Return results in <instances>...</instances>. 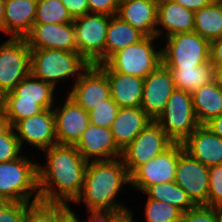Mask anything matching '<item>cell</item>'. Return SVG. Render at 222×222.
Instances as JSON below:
<instances>
[{"label":"cell","mask_w":222,"mask_h":222,"mask_svg":"<svg viewBox=\"0 0 222 222\" xmlns=\"http://www.w3.org/2000/svg\"><path fill=\"white\" fill-rule=\"evenodd\" d=\"M31 49L26 38L10 37L0 45V92H11L30 75Z\"/></svg>","instance_id":"obj_9"},{"label":"cell","mask_w":222,"mask_h":222,"mask_svg":"<svg viewBox=\"0 0 222 222\" xmlns=\"http://www.w3.org/2000/svg\"><path fill=\"white\" fill-rule=\"evenodd\" d=\"M12 203L8 198L0 195V213Z\"/></svg>","instance_id":"obj_50"},{"label":"cell","mask_w":222,"mask_h":222,"mask_svg":"<svg viewBox=\"0 0 222 222\" xmlns=\"http://www.w3.org/2000/svg\"><path fill=\"white\" fill-rule=\"evenodd\" d=\"M176 89L171 71L163 63L144 78L140 107L155 121L163 112L166 103Z\"/></svg>","instance_id":"obj_13"},{"label":"cell","mask_w":222,"mask_h":222,"mask_svg":"<svg viewBox=\"0 0 222 222\" xmlns=\"http://www.w3.org/2000/svg\"><path fill=\"white\" fill-rule=\"evenodd\" d=\"M152 121L141 107L119 108L110 127L117 146L126 148Z\"/></svg>","instance_id":"obj_23"},{"label":"cell","mask_w":222,"mask_h":222,"mask_svg":"<svg viewBox=\"0 0 222 222\" xmlns=\"http://www.w3.org/2000/svg\"><path fill=\"white\" fill-rule=\"evenodd\" d=\"M147 222H179L182 212L167 202L147 199L145 206Z\"/></svg>","instance_id":"obj_34"},{"label":"cell","mask_w":222,"mask_h":222,"mask_svg":"<svg viewBox=\"0 0 222 222\" xmlns=\"http://www.w3.org/2000/svg\"><path fill=\"white\" fill-rule=\"evenodd\" d=\"M179 222H216L214 207L197 205L182 213Z\"/></svg>","instance_id":"obj_38"},{"label":"cell","mask_w":222,"mask_h":222,"mask_svg":"<svg viewBox=\"0 0 222 222\" xmlns=\"http://www.w3.org/2000/svg\"><path fill=\"white\" fill-rule=\"evenodd\" d=\"M37 0H5L4 33L13 38H25L32 30Z\"/></svg>","instance_id":"obj_22"},{"label":"cell","mask_w":222,"mask_h":222,"mask_svg":"<svg viewBox=\"0 0 222 222\" xmlns=\"http://www.w3.org/2000/svg\"><path fill=\"white\" fill-rule=\"evenodd\" d=\"M145 1L159 2L160 0H145Z\"/></svg>","instance_id":"obj_54"},{"label":"cell","mask_w":222,"mask_h":222,"mask_svg":"<svg viewBox=\"0 0 222 222\" xmlns=\"http://www.w3.org/2000/svg\"><path fill=\"white\" fill-rule=\"evenodd\" d=\"M184 151L204 166L222 165V138L199 125L182 143Z\"/></svg>","instance_id":"obj_19"},{"label":"cell","mask_w":222,"mask_h":222,"mask_svg":"<svg viewBox=\"0 0 222 222\" xmlns=\"http://www.w3.org/2000/svg\"><path fill=\"white\" fill-rule=\"evenodd\" d=\"M156 36L144 37L113 54L105 64L114 72L146 78L162 63V50H155Z\"/></svg>","instance_id":"obj_6"},{"label":"cell","mask_w":222,"mask_h":222,"mask_svg":"<svg viewBox=\"0 0 222 222\" xmlns=\"http://www.w3.org/2000/svg\"><path fill=\"white\" fill-rule=\"evenodd\" d=\"M176 89L192 94L204 84L214 81V66L211 63L195 67H168Z\"/></svg>","instance_id":"obj_28"},{"label":"cell","mask_w":222,"mask_h":222,"mask_svg":"<svg viewBox=\"0 0 222 222\" xmlns=\"http://www.w3.org/2000/svg\"><path fill=\"white\" fill-rule=\"evenodd\" d=\"M44 151L47 164L38 165L39 201L69 206L81 193L88 161L75 145L55 144Z\"/></svg>","instance_id":"obj_1"},{"label":"cell","mask_w":222,"mask_h":222,"mask_svg":"<svg viewBox=\"0 0 222 222\" xmlns=\"http://www.w3.org/2000/svg\"><path fill=\"white\" fill-rule=\"evenodd\" d=\"M75 147L88 162L115 160L121 158L122 154L110 128L98 127L91 123L84 130Z\"/></svg>","instance_id":"obj_16"},{"label":"cell","mask_w":222,"mask_h":222,"mask_svg":"<svg viewBox=\"0 0 222 222\" xmlns=\"http://www.w3.org/2000/svg\"><path fill=\"white\" fill-rule=\"evenodd\" d=\"M208 206H222V165L209 167Z\"/></svg>","instance_id":"obj_37"},{"label":"cell","mask_w":222,"mask_h":222,"mask_svg":"<svg viewBox=\"0 0 222 222\" xmlns=\"http://www.w3.org/2000/svg\"><path fill=\"white\" fill-rule=\"evenodd\" d=\"M68 97L89 112L111 97L106 74L97 65H90L76 79Z\"/></svg>","instance_id":"obj_14"},{"label":"cell","mask_w":222,"mask_h":222,"mask_svg":"<svg viewBox=\"0 0 222 222\" xmlns=\"http://www.w3.org/2000/svg\"><path fill=\"white\" fill-rule=\"evenodd\" d=\"M197 205L208 206L209 167L183 151L176 166L175 181Z\"/></svg>","instance_id":"obj_12"},{"label":"cell","mask_w":222,"mask_h":222,"mask_svg":"<svg viewBox=\"0 0 222 222\" xmlns=\"http://www.w3.org/2000/svg\"><path fill=\"white\" fill-rule=\"evenodd\" d=\"M2 97H3V94H0V111L2 110Z\"/></svg>","instance_id":"obj_53"},{"label":"cell","mask_w":222,"mask_h":222,"mask_svg":"<svg viewBox=\"0 0 222 222\" xmlns=\"http://www.w3.org/2000/svg\"><path fill=\"white\" fill-rule=\"evenodd\" d=\"M143 192L148 195V198L167 202L182 213L196 206L187 193L175 182L157 183L148 186Z\"/></svg>","instance_id":"obj_30"},{"label":"cell","mask_w":222,"mask_h":222,"mask_svg":"<svg viewBox=\"0 0 222 222\" xmlns=\"http://www.w3.org/2000/svg\"><path fill=\"white\" fill-rule=\"evenodd\" d=\"M175 3L181 4L190 11L196 12L203 7L208 6L213 0H171Z\"/></svg>","instance_id":"obj_44"},{"label":"cell","mask_w":222,"mask_h":222,"mask_svg":"<svg viewBox=\"0 0 222 222\" xmlns=\"http://www.w3.org/2000/svg\"><path fill=\"white\" fill-rule=\"evenodd\" d=\"M174 142L165 131L152 121L122 150L121 159L131 175L139 166L167 150Z\"/></svg>","instance_id":"obj_10"},{"label":"cell","mask_w":222,"mask_h":222,"mask_svg":"<svg viewBox=\"0 0 222 222\" xmlns=\"http://www.w3.org/2000/svg\"><path fill=\"white\" fill-rule=\"evenodd\" d=\"M11 127V123L5 113L0 111V135L5 133Z\"/></svg>","instance_id":"obj_47"},{"label":"cell","mask_w":222,"mask_h":222,"mask_svg":"<svg viewBox=\"0 0 222 222\" xmlns=\"http://www.w3.org/2000/svg\"><path fill=\"white\" fill-rule=\"evenodd\" d=\"M118 222H134L132 211H130L128 214H125Z\"/></svg>","instance_id":"obj_52"},{"label":"cell","mask_w":222,"mask_h":222,"mask_svg":"<svg viewBox=\"0 0 222 222\" xmlns=\"http://www.w3.org/2000/svg\"><path fill=\"white\" fill-rule=\"evenodd\" d=\"M183 151L182 143H173L167 150L139 166L130 175V185L144 191L157 183L174 182L179 155Z\"/></svg>","instance_id":"obj_11"},{"label":"cell","mask_w":222,"mask_h":222,"mask_svg":"<svg viewBox=\"0 0 222 222\" xmlns=\"http://www.w3.org/2000/svg\"><path fill=\"white\" fill-rule=\"evenodd\" d=\"M89 13L116 16L119 0H88Z\"/></svg>","instance_id":"obj_40"},{"label":"cell","mask_w":222,"mask_h":222,"mask_svg":"<svg viewBox=\"0 0 222 222\" xmlns=\"http://www.w3.org/2000/svg\"><path fill=\"white\" fill-rule=\"evenodd\" d=\"M214 134L222 138V114L205 124Z\"/></svg>","instance_id":"obj_45"},{"label":"cell","mask_w":222,"mask_h":222,"mask_svg":"<svg viewBox=\"0 0 222 222\" xmlns=\"http://www.w3.org/2000/svg\"><path fill=\"white\" fill-rule=\"evenodd\" d=\"M57 222H81L76 217L75 212H72L70 208L57 220Z\"/></svg>","instance_id":"obj_46"},{"label":"cell","mask_w":222,"mask_h":222,"mask_svg":"<svg viewBox=\"0 0 222 222\" xmlns=\"http://www.w3.org/2000/svg\"><path fill=\"white\" fill-rule=\"evenodd\" d=\"M158 2L119 0L117 15L145 37L156 36Z\"/></svg>","instance_id":"obj_21"},{"label":"cell","mask_w":222,"mask_h":222,"mask_svg":"<svg viewBox=\"0 0 222 222\" xmlns=\"http://www.w3.org/2000/svg\"><path fill=\"white\" fill-rule=\"evenodd\" d=\"M214 82L222 91V67H214Z\"/></svg>","instance_id":"obj_48"},{"label":"cell","mask_w":222,"mask_h":222,"mask_svg":"<svg viewBox=\"0 0 222 222\" xmlns=\"http://www.w3.org/2000/svg\"><path fill=\"white\" fill-rule=\"evenodd\" d=\"M20 145L24 141L41 150L57 144L53 109L43 110L34 116L17 121L13 126Z\"/></svg>","instance_id":"obj_15"},{"label":"cell","mask_w":222,"mask_h":222,"mask_svg":"<svg viewBox=\"0 0 222 222\" xmlns=\"http://www.w3.org/2000/svg\"><path fill=\"white\" fill-rule=\"evenodd\" d=\"M4 3L5 0H0V31L4 32Z\"/></svg>","instance_id":"obj_49"},{"label":"cell","mask_w":222,"mask_h":222,"mask_svg":"<svg viewBox=\"0 0 222 222\" xmlns=\"http://www.w3.org/2000/svg\"><path fill=\"white\" fill-rule=\"evenodd\" d=\"M90 65L77 51L31 49L30 74L54 87L58 80L74 75L79 78Z\"/></svg>","instance_id":"obj_3"},{"label":"cell","mask_w":222,"mask_h":222,"mask_svg":"<svg viewBox=\"0 0 222 222\" xmlns=\"http://www.w3.org/2000/svg\"><path fill=\"white\" fill-rule=\"evenodd\" d=\"M145 36L118 16H111L105 40V62L117 51L140 42Z\"/></svg>","instance_id":"obj_26"},{"label":"cell","mask_w":222,"mask_h":222,"mask_svg":"<svg viewBox=\"0 0 222 222\" xmlns=\"http://www.w3.org/2000/svg\"><path fill=\"white\" fill-rule=\"evenodd\" d=\"M166 29V37L194 31V12L171 0H160L157 11L156 37Z\"/></svg>","instance_id":"obj_24"},{"label":"cell","mask_w":222,"mask_h":222,"mask_svg":"<svg viewBox=\"0 0 222 222\" xmlns=\"http://www.w3.org/2000/svg\"><path fill=\"white\" fill-rule=\"evenodd\" d=\"M31 203L12 202L1 213L0 222H23L26 209Z\"/></svg>","instance_id":"obj_39"},{"label":"cell","mask_w":222,"mask_h":222,"mask_svg":"<svg viewBox=\"0 0 222 222\" xmlns=\"http://www.w3.org/2000/svg\"><path fill=\"white\" fill-rule=\"evenodd\" d=\"M210 63L222 67V37L210 42Z\"/></svg>","instance_id":"obj_43"},{"label":"cell","mask_w":222,"mask_h":222,"mask_svg":"<svg viewBox=\"0 0 222 222\" xmlns=\"http://www.w3.org/2000/svg\"><path fill=\"white\" fill-rule=\"evenodd\" d=\"M54 90L53 85L30 74L18 83L11 92L4 94L3 97H20V100L37 101V104L47 110L54 106Z\"/></svg>","instance_id":"obj_27"},{"label":"cell","mask_w":222,"mask_h":222,"mask_svg":"<svg viewBox=\"0 0 222 222\" xmlns=\"http://www.w3.org/2000/svg\"><path fill=\"white\" fill-rule=\"evenodd\" d=\"M73 19L89 13L88 0H61Z\"/></svg>","instance_id":"obj_41"},{"label":"cell","mask_w":222,"mask_h":222,"mask_svg":"<svg viewBox=\"0 0 222 222\" xmlns=\"http://www.w3.org/2000/svg\"><path fill=\"white\" fill-rule=\"evenodd\" d=\"M89 222H118L125 214L130 212L89 211Z\"/></svg>","instance_id":"obj_42"},{"label":"cell","mask_w":222,"mask_h":222,"mask_svg":"<svg viewBox=\"0 0 222 222\" xmlns=\"http://www.w3.org/2000/svg\"><path fill=\"white\" fill-rule=\"evenodd\" d=\"M31 203L39 201L38 164L26 157L0 163V195L11 202Z\"/></svg>","instance_id":"obj_4"},{"label":"cell","mask_w":222,"mask_h":222,"mask_svg":"<svg viewBox=\"0 0 222 222\" xmlns=\"http://www.w3.org/2000/svg\"><path fill=\"white\" fill-rule=\"evenodd\" d=\"M68 209V205L37 201L28 206L23 222H57Z\"/></svg>","instance_id":"obj_33"},{"label":"cell","mask_w":222,"mask_h":222,"mask_svg":"<svg viewBox=\"0 0 222 222\" xmlns=\"http://www.w3.org/2000/svg\"><path fill=\"white\" fill-rule=\"evenodd\" d=\"M97 66L106 74L111 98L120 108L140 107L144 78L114 72L105 63Z\"/></svg>","instance_id":"obj_20"},{"label":"cell","mask_w":222,"mask_h":222,"mask_svg":"<svg viewBox=\"0 0 222 222\" xmlns=\"http://www.w3.org/2000/svg\"><path fill=\"white\" fill-rule=\"evenodd\" d=\"M194 32L208 42L222 37V0H213L194 12Z\"/></svg>","instance_id":"obj_29"},{"label":"cell","mask_w":222,"mask_h":222,"mask_svg":"<svg viewBox=\"0 0 222 222\" xmlns=\"http://www.w3.org/2000/svg\"><path fill=\"white\" fill-rule=\"evenodd\" d=\"M21 145L11 126L5 133L0 135V163L16 160L21 157Z\"/></svg>","instance_id":"obj_36"},{"label":"cell","mask_w":222,"mask_h":222,"mask_svg":"<svg viewBox=\"0 0 222 222\" xmlns=\"http://www.w3.org/2000/svg\"><path fill=\"white\" fill-rule=\"evenodd\" d=\"M43 110L37 101L20 100V97H2V111L9 119L11 126Z\"/></svg>","instance_id":"obj_32"},{"label":"cell","mask_w":222,"mask_h":222,"mask_svg":"<svg viewBox=\"0 0 222 222\" xmlns=\"http://www.w3.org/2000/svg\"><path fill=\"white\" fill-rule=\"evenodd\" d=\"M119 108L118 104L111 97L102 101L101 104L89 111L90 123L98 127L110 128L117 116Z\"/></svg>","instance_id":"obj_35"},{"label":"cell","mask_w":222,"mask_h":222,"mask_svg":"<svg viewBox=\"0 0 222 222\" xmlns=\"http://www.w3.org/2000/svg\"><path fill=\"white\" fill-rule=\"evenodd\" d=\"M155 122L174 143H183L200 125L194 111L191 94L175 89Z\"/></svg>","instance_id":"obj_5"},{"label":"cell","mask_w":222,"mask_h":222,"mask_svg":"<svg viewBox=\"0 0 222 222\" xmlns=\"http://www.w3.org/2000/svg\"><path fill=\"white\" fill-rule=\"evenodd\" d=\"M73 21L61 0H37L34 24H64Z\"/></svg>","instance_id":"obj_31"},{"label":"cell","mask_w":222,"mask_h":222,"mask_svg":"<svg viewBox=\"0 0 222 222\" xmlns=\"http://www.w3.org/2000/svg\"><path fill=\"white\" fill-rule=\"evenodd\" d=\"M196 117L200 125L222 114V91L213 81L191 94Z\"/></svg>","instance_id":"obj_25"},{"label":"cell","mask_w":222,"mask_h":222,"mask_svg":"<svg viewBox=\"0 0 222 222\" xmlns=\"http://www.w3.org/2000/svg\"><path fill=\"white\" fill-rule=\"evenodd\" d=\"M111 16L87 13L74 19L77 52L91 65L105 63V40Z\"/></svg>","instance_id":"obj_8"},{"label":"cell","mask_w":222,"mask_h":222,"mask_svg":"<svg viewBox=\"0 0 222 222\" xmlns=\"http://www.w3.org/2000/svg\"><path fill=\"white\" fill-rule=\"evenodd\" d=\"M216 222H222V206L214 207Z\"/></svg>","instance_id":"obj_51"},{"label":"cell","mask_w":222,"mask_h":222,"mask_svg":"<svg viewBox=\"0 0 222 222\" xmlns=\"http://www.w3.org/2000/svg\"><path fill=\"white\" fill-rule=\"evenodd\" d=\"M130 184V175L122 159L88 162L81 193L75 203L82 199L88 211L130 212L115 201L122 185Z\"/></svg>","instance_id":"obj_2"},{"label":"cell","mask_w":222,"mask_h":222,"mask_svg":"<svg viewBox=\"0 0 222 222\" xmlns=\"http://www.w3.org/2000/svg\"><path fill=\"white\" fill-rule=\"evenodd\" d=\"M30 49L77 51L73 22L64 24H34L25 37Z\"/></svg>","instance_id":"obj_17"},{"label":"cell","mask_w":222,"mask_h":222,"mask_svg":"<svg viewBox=\"0 0 222 222\" xmlns=\"http://www.w3.org/2000/svg\"><path fill=\"white\" fill-rule=\"evenodd\" d=\"M167 38L162 49L166 67H195L210 63V42L197 32L179 33Z\"/></svg>","instance_id":"obj_7"},{"label":"cell","mask_w":222,"mask_h":222,"mask_svg":"<svg viewBox=\"0 0 222 222\" xmlns=\"http://www.w3.org/2000/svg\"><path fill=\"white\" fill-rule=\"evenodd\" d=\"M53 112L57 144L76 145L90 124L89 112L69 97L59 110Z\"/></svg>","instance_id":"obj_18"}]
</instances>
